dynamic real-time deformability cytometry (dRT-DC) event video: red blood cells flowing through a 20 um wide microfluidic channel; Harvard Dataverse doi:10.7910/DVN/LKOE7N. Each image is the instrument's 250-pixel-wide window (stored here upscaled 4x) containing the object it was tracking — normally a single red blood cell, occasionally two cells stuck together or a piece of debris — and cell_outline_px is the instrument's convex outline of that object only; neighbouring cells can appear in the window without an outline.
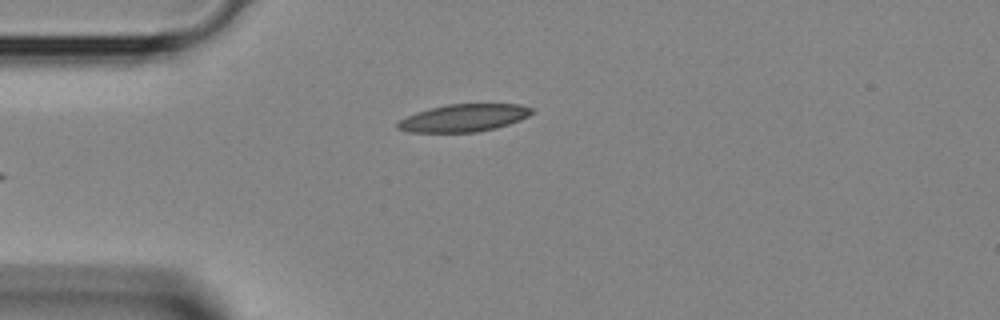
{"species": "Egyptian fruit bat (a non-hibernating species)", "species_latin": "Rousettus aegyptiacus", "temperature_condition": "room temperature", "stored_images_in_passage": 4, "camera_frame_rate_fps": 3000, "um_per_image_px": 0.085, "animal": {"sex": "female"}, "frame": {"image": 1, "passage_image": 4, "time_ms": 1.0, "image_size_px": [1000, 320], "cell_outline_px": [[536, 112], [520, 120], [496, 128], [476, 132], [408, 132], [396, 128], [396, 124], [400, 120], [416, 112], [448, 104], [520, 104], [532, 108]], "centroid_in_image_um": [39.45, 10.02], "position_along_channel_um": 45.6, "area_um2": 21.44}}